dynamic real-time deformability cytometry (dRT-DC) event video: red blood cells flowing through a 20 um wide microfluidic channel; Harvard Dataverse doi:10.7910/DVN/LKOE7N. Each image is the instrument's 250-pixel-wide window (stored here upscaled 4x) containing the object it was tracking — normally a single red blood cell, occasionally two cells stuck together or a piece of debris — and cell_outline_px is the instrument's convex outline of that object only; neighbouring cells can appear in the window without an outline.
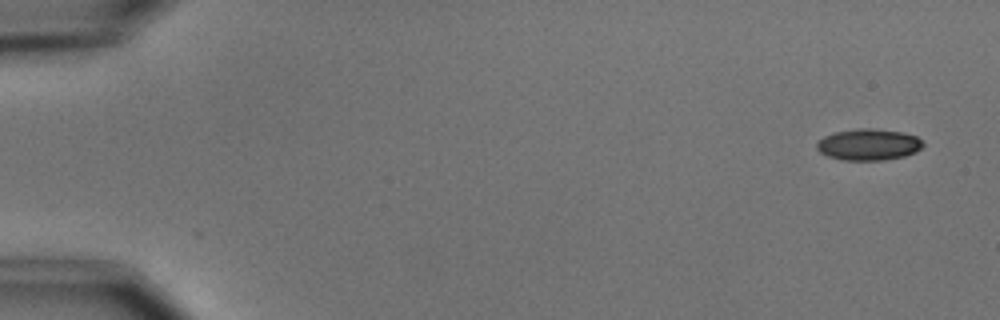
{"species": "common noctule bat (a hibernating species)", "species_latin": "Nyctalus noctula", "temperature_condition": "cold", "stored_images_in_passage": 5, "camera_frame_rate_fps": 3000, "um_per_image_px": 0.085, "animal": {"sex": "male", "body_mass_g": 15.6}, "frame": {"image": 1, "passage_image": 1, "time_ms": 0.0, "image_size_px": [1000, 320], "cell_outline_px": [[924, 144], [916, 152], [904, 156], [884, 160], [840, 160], [828, 156], [820, 152], [816, 148], [816, 140], [832, 132], [856, 128], [872, 128], [904, 132], [916, 136]], "centroid_in_image_um": [73.78, 12.28], "position_along_channel_um": 11.2, "area_um2": 19.71}}
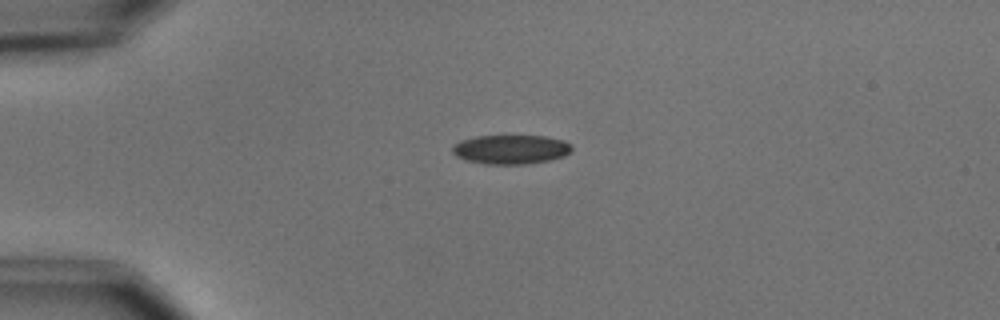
{"frame": {"image": 2, "passage_image": 4, "time_ms": 3.667, "image_size_px": [1000, 320], "cell_outline_px": [[572, 152], [564, 156], [548, 160], [528, 164], [484, 164], [468, 160], [456, 156], [452, 152], [452, 144], [460, 140], [476, 136], [508, 132], [548, 136], [564, 140], [572, 144]], "centroid_in_image_um": [43.44, 12.63], "position_along_channel_um": 41.6, "area_um2": 21.56}}